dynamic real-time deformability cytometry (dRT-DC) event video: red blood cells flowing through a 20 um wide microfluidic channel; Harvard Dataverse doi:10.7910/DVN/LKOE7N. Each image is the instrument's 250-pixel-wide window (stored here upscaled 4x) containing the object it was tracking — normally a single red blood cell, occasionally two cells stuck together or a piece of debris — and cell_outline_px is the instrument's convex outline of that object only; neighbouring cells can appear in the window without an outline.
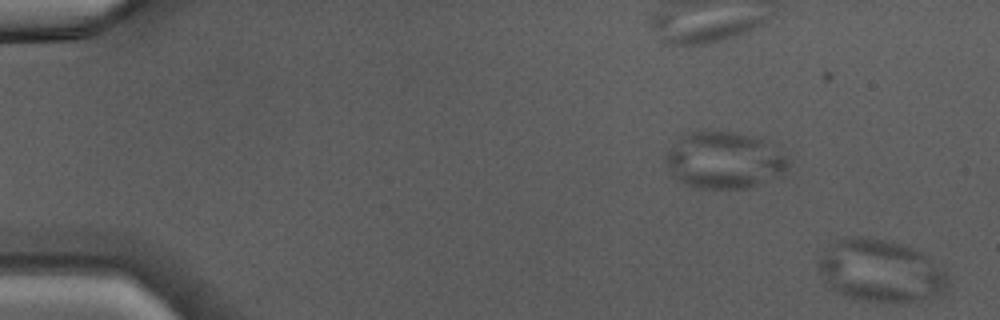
{"species": "Egyptian fruit bat (a non-hibernating species)", "species_latin": "Rousettus aegyptiacus", "temperature_condition": "warm", "stored_images_in_passage": 3, "segment_of_instrument_passage": [2, 2], "camera_frame_rate_fps": 3000, "um_per_image_px": 0.085, "animal": {"sex": "male"}, "frame": {"image": 1, "passage_image": 3, "time_ms": 0.667, "image_size_px": [1000, 320], "cell_outline_px": [[948, 280], [940, 296], [908, 304], [888, 304], [844, 296], [836, 292], [820, 276], [816, 268], [816, 264], [820, 256], [836, 240], [852, 236], [864, 236], [888, 240], [904, 244], [920, 252], [948, 272]], "centroid_in_image_um": [74.85, 23.05], "position_along_channel_um": 10.1, "area_um2": 47.92}}